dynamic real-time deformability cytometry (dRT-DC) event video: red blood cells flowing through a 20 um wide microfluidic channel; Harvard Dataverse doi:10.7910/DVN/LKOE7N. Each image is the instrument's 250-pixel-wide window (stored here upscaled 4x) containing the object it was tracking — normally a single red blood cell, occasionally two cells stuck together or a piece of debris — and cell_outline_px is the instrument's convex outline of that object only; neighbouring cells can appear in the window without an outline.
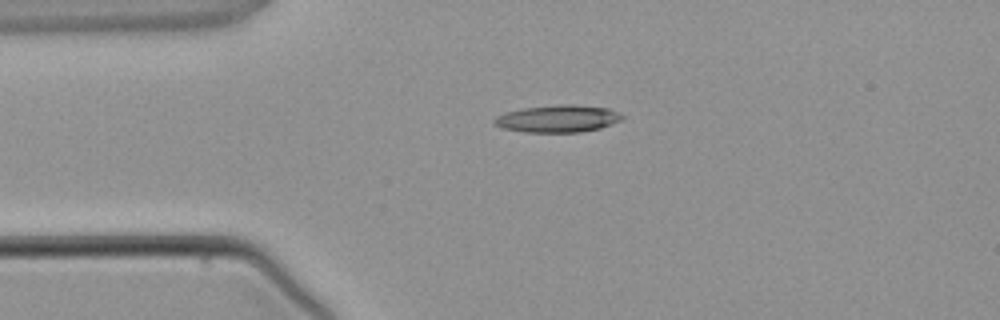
{"species": "common noctule bat (a hibernating species)", "species_latin": "Nyctalus noctula", "temperature_condition": "warm", "stored_images_in_passage": 4, "camera_frame_rate_fps": 3000, "um_per_image_px": 0.085, "animal": {"sex": "male", "body_mass_g": 21.5, "forearm_length_mm": 52.0}, "frame": {"image": 1, "passage_image": 3, "time_ms": 2.333, "image_size_px": [1000, 320], "cell_outline_px": [[624, 116], [620, 120], [600, 128], [580, 132], [524, 132], [504, 128], [492, 124], [492, 120], [496, 116], [504, 112], [524, 108], [560, 104], [572, 104], [608, 108]], "centroid_in_image_um": [47.36, 10.08], "position_along_channel_um": 37.6, "area_um2": 20.23}}
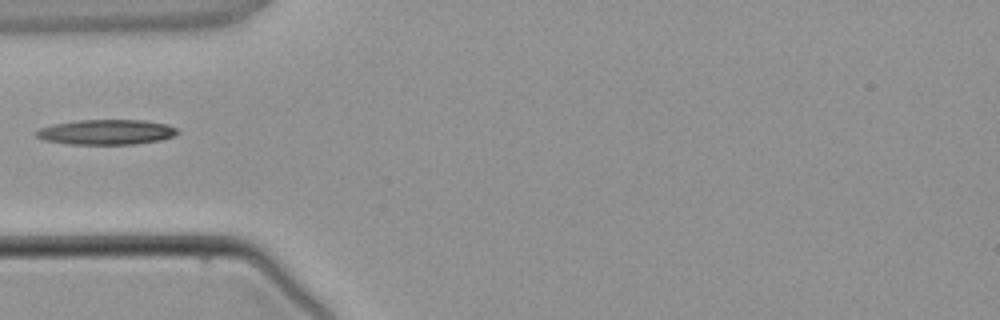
{"frame": {"image": 2, "passage_image": 4, "time_ms": 3.667, "image_size_px": [1000, 320], "cell_outline_px": [[180, 132], [172, 136], [160, 140], [136, 144], [68, 144], [44, 140], [36, 136], [32, 132], [40, 128], [52, 124], [76, 120], [144, 120], [168, 124], [176, 128]], "centroid_in_image_um": [9.01, 11.22], "position_along_channel_um": 76.0, "area_um2": 20.81}}